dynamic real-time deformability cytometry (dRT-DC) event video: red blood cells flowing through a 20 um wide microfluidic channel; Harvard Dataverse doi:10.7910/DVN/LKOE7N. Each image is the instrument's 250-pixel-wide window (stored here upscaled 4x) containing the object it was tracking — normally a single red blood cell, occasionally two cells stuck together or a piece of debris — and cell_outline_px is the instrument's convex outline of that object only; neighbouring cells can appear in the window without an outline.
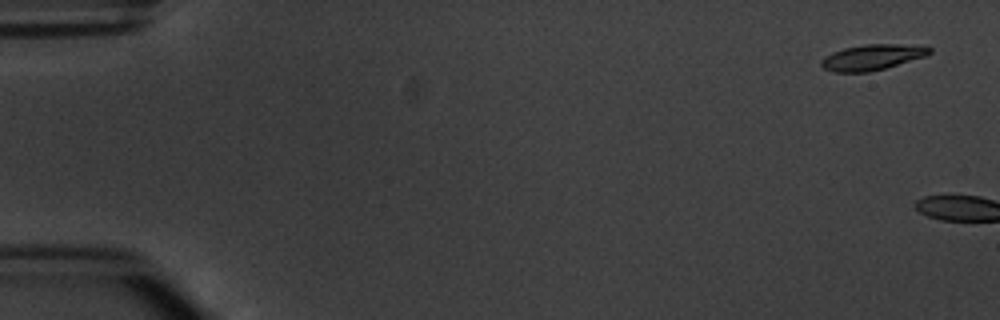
{"species": "common noctule bat (a hibernating species)", "species_latin": "Nyctalus noctula", "temperature_condition": "warm", "stored_images_in_passage": 2, "camera_frame_rate_fps": 3000, "um_per_image_px": 0.085, "animal": {"sex": "male", "body_mass_g": 20.1, "forearm_length_mm": 53.5}, "frame": {"image": 1, "passage_image": 1, "time_ms": 0.0, "image_size_px": [1000, 320], "cell_outline_px": [[932, 52], [924, 56], [884, 68], [868, 72], [832, 72], [824, 68], [820, 64], [820, 60], [824, 56], [832, 52], [844, 48], [864, 44], [896, 44], [932, 48]], "centroid_in_image_um": [74.04, 4.87], "position_along_channel_um": 11.0, "area_um2": 15.9}}